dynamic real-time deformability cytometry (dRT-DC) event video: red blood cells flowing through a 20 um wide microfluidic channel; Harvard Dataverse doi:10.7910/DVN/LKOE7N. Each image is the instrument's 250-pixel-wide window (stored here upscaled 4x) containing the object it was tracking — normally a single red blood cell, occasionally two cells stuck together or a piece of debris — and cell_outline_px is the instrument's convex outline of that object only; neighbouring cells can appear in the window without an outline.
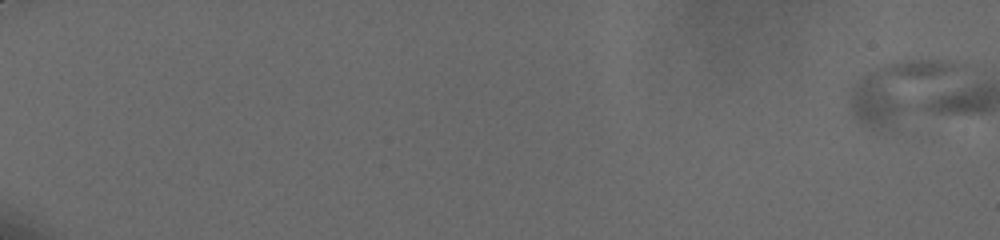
{"species": "human", "species_latin": "Homo sapiens", "temperature_condition": "cold", "stored_images_in_passage": 2, "camera_frame_rate_fps": 3000, "um_per_image_px": 0.085, "donor": {"sex": "male"}, "frame": {"image": 1, "passage_image": 1, "time_ms": 0.0, "image_size_px": [1000, 240], "cell_outline_px": [[956, 64], [892, 128], [872, 132], [856, 120], [852, 116], [848, 104], [848, 92], [852, 84], [860, 76], [884, 64], [908, 60], [940, 60]], "centroid_in_image_um": [75.92, 7.75], "position_along_channel_um": 9.1, "area_um2": 33.23}}